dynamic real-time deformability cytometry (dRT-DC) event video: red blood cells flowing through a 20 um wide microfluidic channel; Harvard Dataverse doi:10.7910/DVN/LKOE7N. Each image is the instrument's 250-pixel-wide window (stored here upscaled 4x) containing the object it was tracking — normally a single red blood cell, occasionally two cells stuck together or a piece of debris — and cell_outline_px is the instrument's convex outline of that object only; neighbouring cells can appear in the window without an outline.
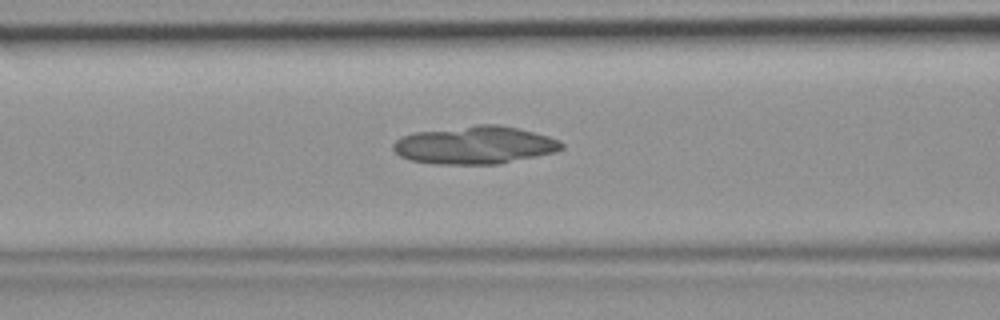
{"species": "common noctule bat (a hibernating species)", "species_latin": "Nyctalus noctula", "temperature_condition": "room temperature", "stored_images_in_passage": 35, "camera_frame_rate_fps": 3000, "um_per_image_px": 0.085, "animal": {"sex": "female", "body_mass_g": 19.9}, "frame": {"image": 1, "passage_image": 11, "time_ms": 3.333, "image_size_px": [1000, 320], "cell_outline_px": [[564, 148], [556, 152], [500, 164], [432, 164], [412, 160], [400, 156], [392, 148], [392, 144], [400, 136], [416, 132], [476, 124], [500, 124], [548, 136], [560, 140], [564, 144]], "centroid_in_image_um": [40.36, 12.33], "position_along_channel_um": 126.2, "area_um2": 37.34}}
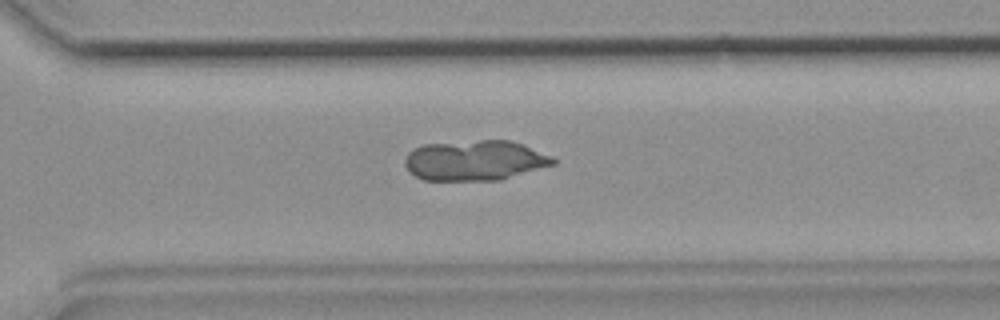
{"frame": {"image": 2, "passage_image": 25, "time_ms": 8.0, "image_size_px": [1000, 320], "cell_outline_px": [[556, 164], [500, 180], [424, 180], [408, 172], [404, 164], [404, 160], [408, 152], [424, 144], [480, 140], [512, 140], [524, 144], [552, 156], [556, 160]], "centroid_in_image_um": [40.38, 13.63], "position_along_channel_um": 330.2, "area_um2": 34.97}}
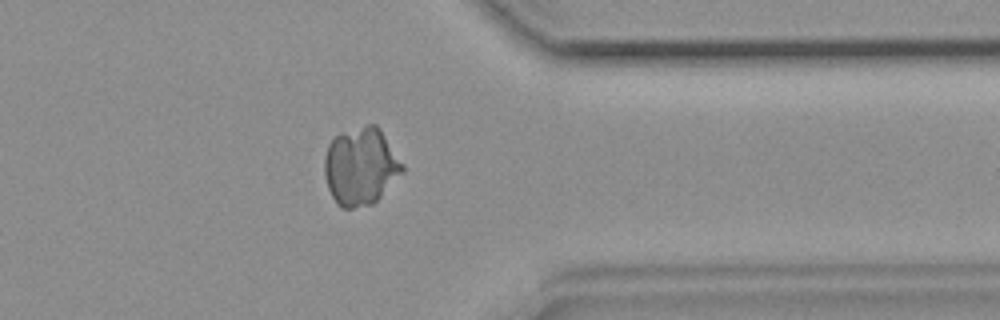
{"frame": {"image": 3, "passage_image": 29, "time_ms": 9.333, "image_size_px": [1000, 320], "cell_outline_px": [[404, 172], [372, 204], [352, 208], [340, 208], [336, 204], [328, 188], [324, 176], [324, 156], [328, 144], [340, 132], [368, 124], [376, 124], [380, 128], [404, 164]], "centroid_in_image_um": [30.65, 14.13], "position_along_channel_um": 380.7, "area_um2": 35.49}}